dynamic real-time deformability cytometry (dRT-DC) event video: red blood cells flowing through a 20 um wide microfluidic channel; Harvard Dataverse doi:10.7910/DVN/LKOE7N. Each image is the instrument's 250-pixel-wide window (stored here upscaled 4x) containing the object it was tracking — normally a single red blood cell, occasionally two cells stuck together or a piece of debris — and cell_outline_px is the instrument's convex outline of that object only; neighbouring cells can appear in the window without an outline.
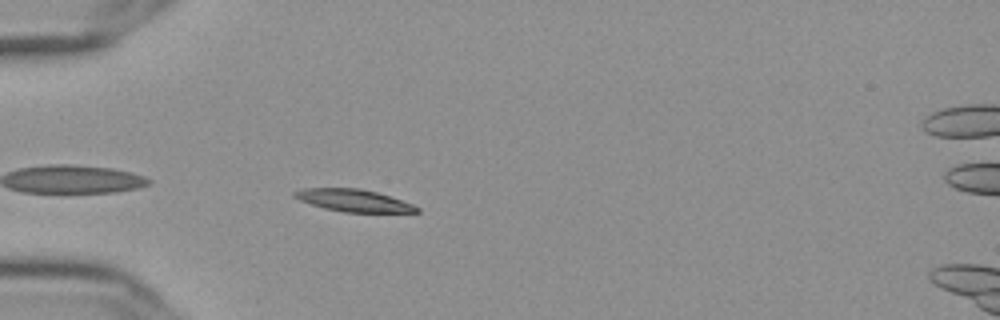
{"species": "Egyptian fruit bat (a non-hibernating species)", "species_latin": "Rousettus aegyptiacus", "temperature_condition": "cold", "stored_images_in_passage": 40, "camera_frame_rate_fps": 3000, "um_per_image_px": 0.085, "frame": {"image": 1, "passage_image": 1, "time_ms": 0.0, "image_size_px": [1000, 320], "cell_outline_px": [[420, 212], [344, 212], [324, 208], [300, 200], [292, 196], [292, 192], [304, 188], [360, 188], [376, 192], [412, 204], [420, 208]], "centroid_in_image_um": [30.02, 17.03], "position_along_channel_um": 55.0, "area_um2": 15.66}}
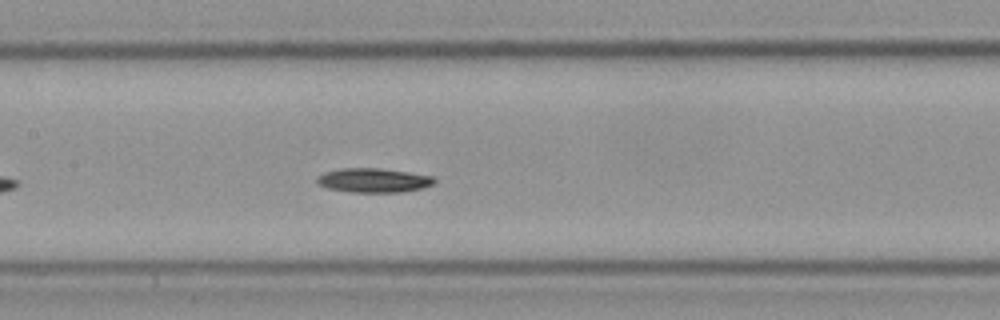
{"frame": {"image": 2, "passage_image": 12, "time_ms": 3.667, "image_size_px": [1000, 320], "cell_outline_px": [[436, 180], [432, 184], [420, 188], [400, 192], [352, 192], [328, 188], [316, 184], [316, 180], [324, 172], [340, 168], [380, 168], [408, 172], [432, 176]], "centroid_in_image_um": [31.71, 15.32], "position_along_channel_um": 175.7, "area_um2": 16.42}}
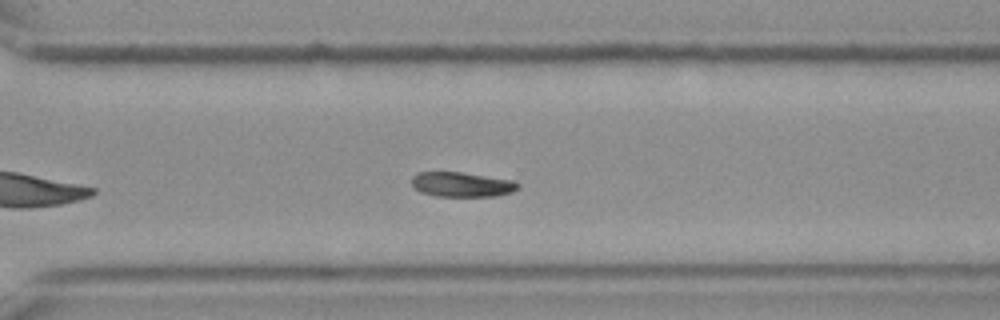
{"frame": {"image": 3, "passage_image": 25, "time_ms": 8.0, "image_size_px": [1000, 320], "cell_outline_px": [[520, 188], [512, 192], [496, 196], [436, 196], [420, 192], [412, 184], [412, 176], [416, 172], [460, 172], [516, 180], [520, 184]], "centroid_in_image_um": [39.3, 15.67], "position_along_channel_um": 331.3, "area_um2": 15.49}, "authors_computed_cell_mechanics": {"area_um2": 16.0395, "velocity_mm_per_s": 3.608, "shape_relaxation_time_tau1_ms": 2.2294, "shape_relaxation_time_tau2_ms": null, "deformation_change_tau1": 0.1049, "deformation_change_tau2": null}}